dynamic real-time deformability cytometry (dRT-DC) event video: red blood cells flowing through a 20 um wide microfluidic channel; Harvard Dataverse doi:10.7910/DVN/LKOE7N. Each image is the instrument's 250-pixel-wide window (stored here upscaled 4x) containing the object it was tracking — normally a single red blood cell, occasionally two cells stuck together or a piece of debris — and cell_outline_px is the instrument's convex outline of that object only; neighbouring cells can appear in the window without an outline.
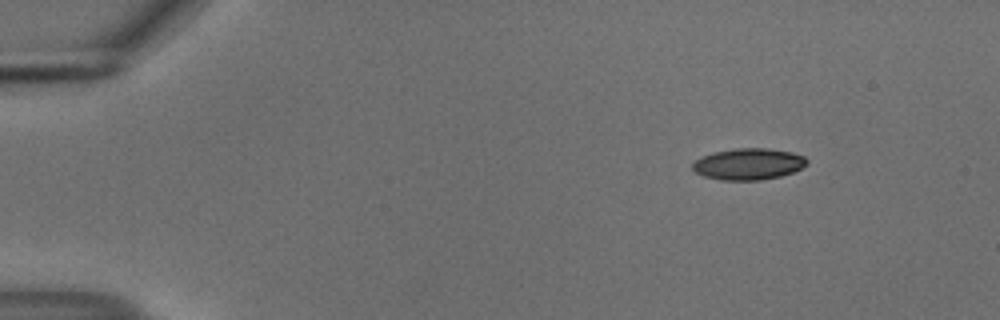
{"species": "common noctule bat (a hibernating species)", "species_latin": "Nyctalus noctula", "temperature_condition": "cold", "stored_images_in_passage": 49, "camera_frame_rate_fps": 3000, "um_per_image_px": 0.085, "animal": {"sex": "male", "body_mass_g": 18.8}, "frame": {"image": 1, "passage_image": 1, "time_ms": 0.0, "image_size_px": [1000, 320], "cell_outline_px": [[808, 164], [792, 172], [780, 176], [760, 180], [720, 180], [704, 176], [696, 172], [692, 168], [692, 164], [700, 156], [712, 152], [736, 148], [768, 148], [792, 152], [804, 156], [808, 160]], "centroid_in_image_um": [63.61, 13.93], "position_along_channel_um": 21.4, "area_um2": 21.04}}
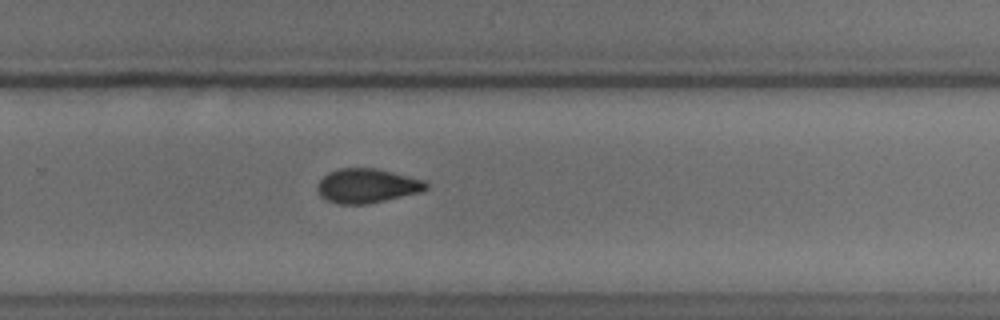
{"frame": {"image": 2, "passage_image": 31, "time_ms": 10.0, "image_size_px": [1000, 320], "cell_outline_px": [[428, 188], [420, 192], [368, 204], [336, 204], [320, 196], [316, 188], [320, 180], [328, 172], [340, 168], [376, 168], [424, 180], [428, 184]], "centroid_in_image_um": [31.18, 15.79], "position_along_channel_um": 298.6, "area_um2": 21.68}}
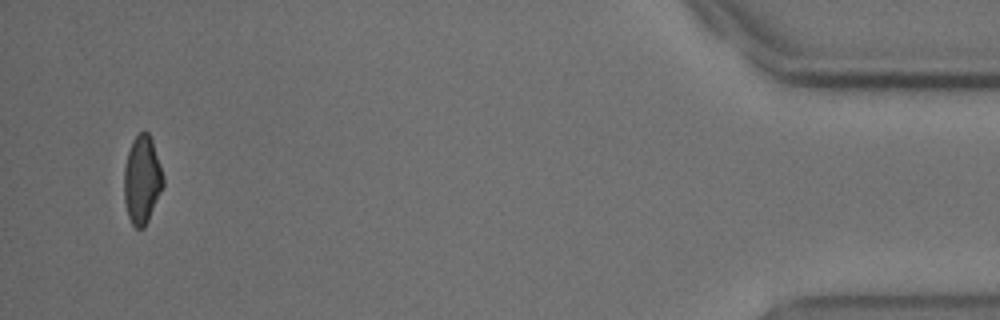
{"frame": {"image": 3, "passage_image": 47, "time_ms": 15.333, "image_size_px": [1000, 320], "cell_outline_px": [[164, 184], [148, 220], [144, 228], [136, 228], [132, 224], [128, 216], [124, 200], [124, 168], [128, 152], [132, 140], [144, 128], [148, 132], [152, 140], [164, 176]], "centroid_in_image_um": [12.07, 15.25], "position_along_channel_um": 423.1, "area_um2": 20.06}, "authors_computed_cell_mechanics": {"area_um2": 21.386, "velocity_mm_per_s": 3.6999, "shape_relaxation_time_tau1_ms": 4.5041, "shape_relaxation_time_tau2_ms": 6.2473, "deformation_change_tau1": 0.1278, "deformation_change_tau2": 0.1238}}